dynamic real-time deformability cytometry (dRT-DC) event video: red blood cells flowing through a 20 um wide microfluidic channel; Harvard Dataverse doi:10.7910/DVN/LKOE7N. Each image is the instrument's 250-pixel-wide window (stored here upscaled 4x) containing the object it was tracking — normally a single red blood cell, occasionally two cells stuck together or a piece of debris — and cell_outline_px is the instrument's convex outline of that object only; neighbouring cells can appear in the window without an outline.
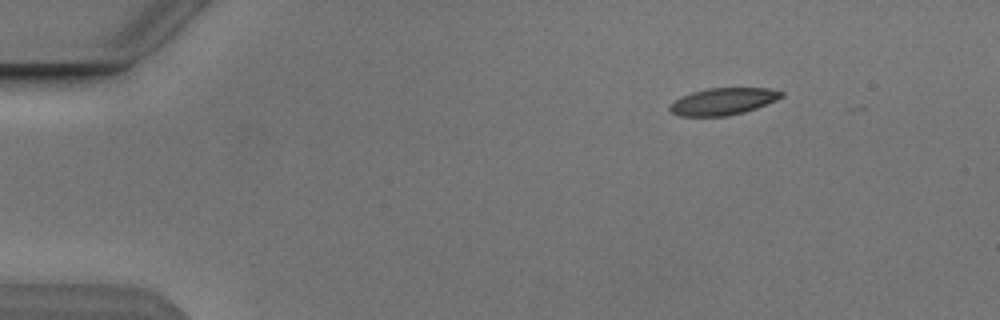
{"species": "Egyptian fruit bat (a non-hibernating species)", "species_latin": "Rousettus aegyptiacus", "temperature_condition": "cold", "stored_images_in_passage": 5, "camera_frame_rate_fps": 3000, "um_per_image_px": 0.085, "animal": {"sex": "male"}, "frame": {"image": 1, "passage_image": 1, "time_ms": 0.0, "image_size_px": [1000, 320], "cell_outline_px": [[784, 96], [776, 100], [756, 108], [744, 112], [728, 116], [680, 116], [672, 112], [668, 108], [680, 96], [692, 92], [708, 88], [768, 88], [784, 92]], "centroid_in_image_um": [61.48, 8.62], "position_along_channel_um": 23.5, "area_um2": 17.46}}
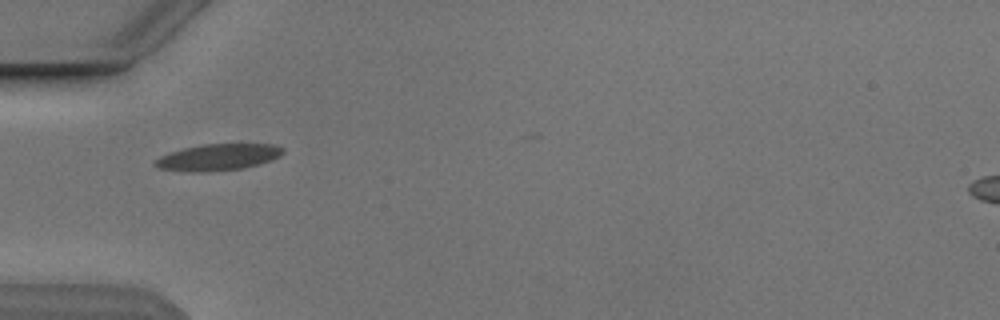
{"frame": {"image": 2, "passage_image": 3, "time_ms": 3.333, "image_size_px": [1000, 320], "cell_outline_px": [[284, 152], [280, 156], [272, 160], [240, 168], [208, 172], [192, 172], [160, 168], [152, 164], [160, 156], [168, 152], [200, 144], [272, 144], [284, 148]], "centroid_in_image_um": [18.52, 13.35], "position_along_channel_um": 66.5, "area_um2": 19.65}}